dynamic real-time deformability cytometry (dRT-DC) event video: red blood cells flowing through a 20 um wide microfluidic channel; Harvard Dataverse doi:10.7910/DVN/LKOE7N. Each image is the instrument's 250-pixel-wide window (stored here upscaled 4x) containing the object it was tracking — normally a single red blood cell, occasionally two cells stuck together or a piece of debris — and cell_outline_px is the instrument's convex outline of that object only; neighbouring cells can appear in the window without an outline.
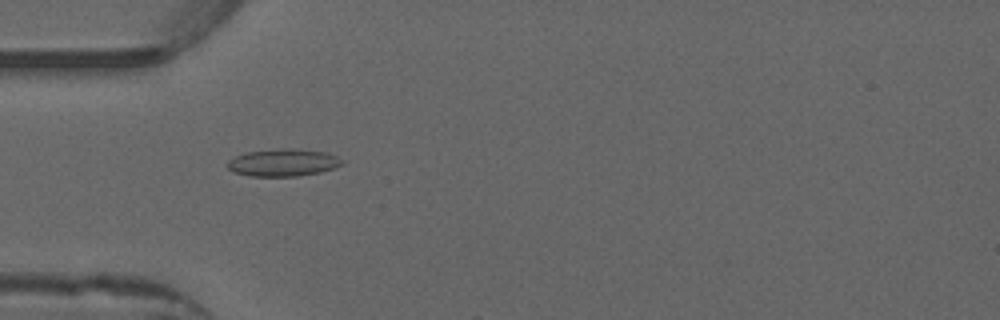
{"species": "common noctule bat (a hibernating species)", "species_latin": "Nyctalus noctula", "temperature_condition": "warm", "stored_images_in_passage": 7, "camera_frame_rate_fps": 3000, "um_per_image_px": 0.085, "animal": {"sex": "male", "forearm_length_mm": 52.5}, "frame": {"image": 1, "passage_image": 5, "time_ms": 1.333, "image_size_px": [1000, 320], "cell_outline_px": [[344, 164], [320, 172], [296, 176], [252, 176], [232, 172], [228, 168], [228, 160], [236, 156], [248, 152], [284, 148], [292, 148], [324, 152], [336, 156], [344, 160]], "centroid_in_image_um": [24.07, 13.82], "position_along_channel_um": 60.9, "area_um2": 18.09}}